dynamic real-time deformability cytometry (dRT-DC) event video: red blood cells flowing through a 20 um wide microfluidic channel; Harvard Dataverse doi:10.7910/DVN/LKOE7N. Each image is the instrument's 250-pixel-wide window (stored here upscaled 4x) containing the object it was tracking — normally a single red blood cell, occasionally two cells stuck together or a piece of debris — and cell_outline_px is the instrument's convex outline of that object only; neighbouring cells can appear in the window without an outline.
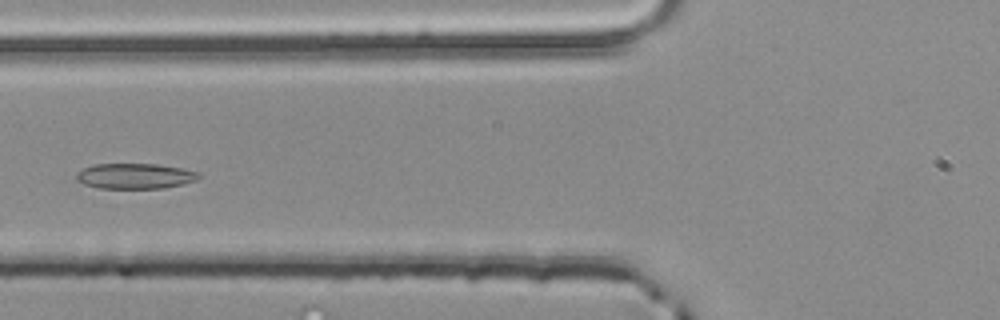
{"species": "common noctule bat (a hibernating species)", "species_latin": "Nyctalus noctula", "temperature_condition": "room temperature", "stored_images_in_passage": 4, "camera_frame_rate_fps": 3000, "um_per_image_px": 0.085, "animal": {"sex": "male", "body_mass_g": 20.4}, "frame": {"image": 1, "passage_image": 4, "time_ms": 1.0, "image_size_px": [1000, 320], "cell_outline_px": [[200, 176], [196, 180], [164, 188], [100, 188], [84, 184], [76, 180], [76, 172], [84, 168], [96, 164], [156, 164], [180, 168], [200, 172]], "centroid_in_image_um": [11.45, 14.96], "position_along_channel_um": 114.3, "area_um2": 17.98}}